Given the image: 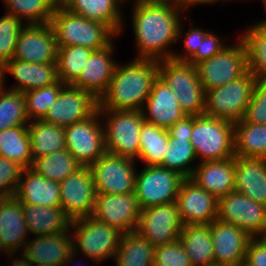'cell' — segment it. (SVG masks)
Here are the masks:
<instances>
[{"label": "cell", "instance_id": "cell-1", "mask_svg": "<svg viewBox=\"0 0 266 266\" xmlns=\"http://www.w3.org/2000/svg\"><path fill=\"white\" fill-rule=\"evenodd\" d=\"M133 6L132 27L138 48L136 58L171 59L174 51L171 52L169 47L183 33L180 16L183 9L171 0H135Z\"/></svg>", "mask_w": 266, "mask_h": 266}, {"label": "cell", "instance_id": "cell-2", "mask_svg": "<svg viewBox=\"0 0 266 266\" xmlns=\"http://www.w3.org/2000/svg\"><path fill=\"white\" fill-rule=\"evenodd\" d=\"M157 77L158 60L135 58L122 66L117 63L98 109L141 111Z\"/></svg>", "mask_w": 266, "mask_h": 266}, {"label": "cell", "instance_id": "cell-3", "mask_svg": "<svg viewBox=\"0 0 266 266\" xmlns=\"http://www.w3.org/2000/svg\"><path fill=\"white\" fill-rule=\"evenodd\" d=\"M49 24L55 33L57 47L77 45L100 50L117 37L107 25L73 14L66 8L56 9Z\"/></svg>", "mask_w": 266, "mask_h": 266}, {"label": "cell", "instance_id": "cell-4", "mask_svg": "<svg viewBox=\"0 0 266 266\" xmlns=\"http://www.w3.org/2000/svg\"><path fill=\"white\" fill-rule=\"evenodd\" d=\"M190 141L200 162L234 157V123L204 114L192 116Z\"/></svg>", "mask_w": 266, "mask_h": 266}, {"label": "cell", "instance_id": "cell-5", "mask_svg": "<svg viewBox=\"0 0 266 266\" xmlns=\"http://www.w3.org/2000/svg\"><path fill=\"white\" fill-rule=\"evenodd\" d=\"M158 76L176 94L187 116H198L204 113L206 91L200 83L195 65L174 59L159 60Z\"/></svg>", "mask_w": 266, "mask_h": 266}, {"label": "cell", "instance_id": "cell-6", "mask_svg": "<svg viewBox=\"0 0 266 266\" xmlns=\"http://www.w3.org/2000/svg\"><path fill=\"white\" fill-rule=\"evenodd\" d=\"M71 228H74L70 230L75 252H83L97 263L115 257L123 235L118 229L96 220L93 216L72 220Z\"/></svg>", "mask_w": 266, "mask_h": 266}, {"label": "cell", "instance_id": "cell-7", "mask_svg": "<svg viewBox=\"0 0 266 266\" xmlns=\"http://www.w3.org/2000/svg\"><path fill=\"white\" fill-rule=\"evenodd\" d=\"M257 78L247 71L242 77L206 91L204 115L233 123L242 120Z\"/></svg>", "mask_w": 266, "mask_h": 266}, {"label": "cell", "instance_id": "cell-8", "mask_svg": "<svg viewBox=\"0 0 266 266\" xmlns=\"http://www.w3.org/2000/svg\"><path fill=\"white\" fill-rule=\"evenodd\" d=\"M106 115L104 124L106 151L122 157L139 158L140 132L145 121L142 111L98 109Z\"/></svg>", "mask_w": 266, "mask_h": 266}, {"label": "cell", "instance_id": "cell-9", "mask_svg": "<svg viewBox=\"0 0 266 266\" xmlns=\"http://www.w3.org/2000/svg\"><path fill=\"white\" fill-rule=\"evenodd\" d=\"M238 39L237 45L225 47L210 59L195 65L205 91L226 85L248 71L246 47Z\"/></svg>", "mask_w": 266, "mask_h": 266}, {"label": "cell", "instance_id": "cell-10", "mask_svg": "<svg viewBox=\"0 0 266 266\" xmlns=\"http://www.w3.org/2000/svg\"><path fill=\"white\" fill-rule=\"evenodd\" d=\"M185 177L176 171L157 166H144L135 179V196L142 209L175 202Z\"/></svg>", "mask_w": 266, "mask_h": 266}, {"label": "cell", "instance_id": "cell-11", "mask_svg": "<svg viewBox=\"0 0 266 266\" xmlns=\"http://www.w3.org/2000/svg\"><path fill=\"white\" fill-rule=\"evenodd\" d=\"M100 116L98 110L93 116L64 128L66 149L82 166H90L106 152Z\"/></svg>", "mask_w": 266, "mask_h": 266}, {"label": "cell", "instance_id": "cell-12", "mask_svg": "<svg viewBox=\"0 0 266 266\" xmlns=\"http://www.w3.org/2000/svg\"><path fill=\"white\" fill-rule=\"evenodd\" d=\"M135 160L105 152L89 167L97 194H126L134 192Z\"/></svg>", "mask_w": 266, "mask_h": 266}, {"label": "cell", "instance_id": "cell-13", "mask_svg": "<svg viewBox=\"0 0 266 266\" xmlns=\"http://www.w3.org/2000/svg\"><path fill=\"white\" fill-rule=\"evenodd\" d=\"M217 219L237 226L252 238L266 231V206L236 191L218 199Z\"/></svg>", "mask_w": 266, "mask_h": 266}, {"label": "cell", "instance_id": "cell-14", "mask_svg": "<svg viewBox=\"0 0 266 266\" xmlns=\"http://www.w3.org/2000/svg\"><path fill=\"white\" fill-rule=\"evenodd\" d=\"M183 226L175 201L142 209L136 231L157 247L178 240Z\"/></svg>", "mask_w": 266, "mask_h": 266}, {"label": "cell", "instance_id": "cell-15", "mask_svg": "<svg viewBox=\"0 0 266 266\" xmlns=\"http://www.w3.org/2000/svg\"><path fill=\"white\" fill-rule=\"evenodd\" d=\"M98 108L99 100L92 93L66 84L42 120L65 128L93 116Z\"/></svg>", "mask_w": 266, "mask_h": 266}, {"label": "cell", "instance_id": "cell-16", "mask_svg": "<svg viewBox=\"0 0 266 266\" xmlns=\"http://www.w3.org/2000/svg\"><path fill=\"white\" fill-rule=\"evenodd\" d=\"M60 184V206L75 220L92 216L96 201V188L89 166H82Z\"/></svg>", "mask_w": 266, "mask_h": 266}, {"label": "cell", "instance_id": "cell-17", "mask_svg": "<svg viewBox=\"0 0 266 266\" xmlns=\"http://www.w3.org/2000/svg\"><path fill=\"white\" fill-rule=\"evenodd\" d=\"M141 214L134 192L118 194H97L92 216L123 234L137 230Z\"/></svg>", "mask_w": 266, "mask_h": 266}, {"label": "cell", "instance_id": "cell-18", "mask_svg": "<svg viewBox=\"0 0 266 266\" xmlns=\"http://www.w3.org/2000/svg\"><path fill=\"white\" fill-rule=\"evenodd\" d=\"M13 59L31 63L57 62V43L51 25L26 24L18 36Z\"/></svg>", "mask_w": 266, "mask_h": 266}, {"label": "cell", "instance_id": "cell-19", "mask_svg": "<svg viewBox=\"0 0 266 266\" xmlns=\"http://www.w3.org/2000/svg\"><path fill=\"white\" fill-rule=\"evenodd\" d=\"M176 203L183 225L211 224L218 217V199L190 178L183 180Z\"/></svg>", "mask_w": 266, "mask_h": 266}, {"label": "cell", "instance_id": "cell-20", "mask_svg": "<svg viewBox=\"0 0 266 266\" xmlns=\"http://www.w3.org/2000/svg\"><path fill=\"white\" fill-rule=\"evenodd\" d=\"M252 237L235 225L216 219L211 223L214 264L237 266L245 262Z\"/></svg>", "mask_w": 266, "mask_h": 266}, {"label": "cell", "instance_id": "cell-21", "mask_svg": "<svg viewBox=\"0 0 266 266\" xmlns=\"http://www.w3.org/2000/svg\"><path fill=\"white\" fill-rule=\"evenodd\" d=\"M71 231L54 235L34 236L22 251L31 264L68 266L78 254L73 250ZM76 254V255H75Z\"/></svg>", "mask_w": 266, "mask_h": 266}, {"label": "cell", "instance_id": "cell-22", "mask_svg": "<svg viewBox=\"0 0 266 266\" xmlns=\"http://www.w3.org/2000/svg\"><path fill=\"white\" fill-rule=\"evenodd\" d=\"M141 111L145 121L165 130L187 116L176 94L159 76L155 79Z\"/></svg>", "mask_w": 266, "mask_h": 266}, {"label": "cell", "instance_id": "cell-23", "mask_svg": "<svg viewBox=\"0 0 266 266\" xmlns=\"http://www.w3.org/2000/svg\"><path fill=\"white\" fill-rule=\"evenodd\" d=\"M114 41L100 50H94L80 76L71 84L92 93L98 100L106 92L117 66L112 59Z\"/></svg>", "mask_w": 266, "mask_h": 266}, {"label": "cell", "instance_id": "cell-24", "mask_svg": "<svg viewBox=\"0 0 266 266\" xmlns=\"http://www.w3.org/2000/svg\"><path fill=\"white\" fill-rule=\"evenodd\" d=\"M234 191L266 206V158L235 156Z\"/></svg>", "mask_w": 266, "mask_h": 266}, {"label": "cell", "instance_id": "cell-25", "mask_svg": "<svg viewBox=\"0 0 266 266\" xmlns=\"http://www.w3.org/2000/svg\"><path fill=\"white\" fill-rule=\"evenodd\" d=\"M28 233L22 203L15 196L0 197V240L6 251H23Z\"/></svg>", "mask_w": 266, "mask_h": 266}, {"label": "cell", "instance_id": "cell-26", "mask_svg": "<svg viewBox=\"0 0 266 266\" xmlns=\"http://www.w3.org/2000/svg\"><path fill=\"white\" fill-rule=\"evenodd\" d=\"M6 72L16 80V84L8 89L21 92L47 87L59 81L57 62L31 63L12 59L4 65V75Z\"/></svg>", "mask_w": 266, "mask_h": 266}, {"label": "cell", "instance_id": "cell-27", "mask_svg": "<svg viewBox=\"0 0 266 266\" xmlns=\"http://www.w3.org/2000/svg\"><path fill=\"white\" fill-rule=\"evenodd\" d=\"M14 196L23 204L60 206V184L40 176L31 167L24 168Z\"/></svg>", "mask_w": 266, "mask_h": 266}, {"label": "cell", "instance_id": "cell-28", "mask_svg": "<svg viewBox=\"0 0 266 266\" xmlns=\"http://www.w3.org/2000/svg\"><path fill=\"white\" fill-rule=\"evenodd\" d=\"M235 156L229 159L200 162L190 179L217 199L234 191Z\"/></svg>", "mask_w": 266, "mask_h": 266}, {"label": "cell", "instance_id": "cell-29", "mask_svg": "<svg viewBox=\"0 0 266 266\" xmlns=\"http://www.w3.org/2000/svg\"><path fill=\"white\" fill-rule=\"evenodd\" d=\"M22 208L29 234L54 235L71 229L72 219L61 206L47 207L22 203Z\"/></svg>", "mask_w": 266, "mask_h": 266}, {"label": "cell", "instance_id": "cell-30", "mask_svg": "<svg viewBox=\"0 0 266 266\" xmlns=\"http://www.w3.org/2000/svg\"><path fill=\"white\" fill-rule=\"evenodd\" d=\"M121 3L120 0H71L66 9L88 20L107 25L119 35L124 30Z\"/></svg>", "mask_w": 266, "mask_h": 266}, {"label": "cell", "instance_id": "cell-31", "mask_svg": "<svg viewBox=\"0 0 266 266\" xmlns=\"http://www.w3.org/2000/svg\"><path fill=\"white\" fill-rule=\"evenodd\" d=\"M179 241L189 256L192 266L214 264L211 224L184 225Z\"/></svg>", "mask_w": 266, "mask_h": 266}, {"label": "cell", "instance_id": "cell-32", "mask_svg": "<svg viewBox=\"0 0 266 266\" xmlns=\"http://www.w3.org/2000/svg\"><path fill=\"white\" fill-rule=\"evenodd\" d=\"M33 161L66 149L64 128L42 119L28 123Z\"/></svg>", "mask_w": 266, "mask_h": 266}, {"label": "cell", "instance_id": "cell-33", "mask_svg": "<svg viewBox=\"0 0 266 266\" xmlns=\"http://www.w3.org/2000/svg\"><path fill=\"white\" fill-rule=\"evenodd\" d=\"M235 156L266 158V125L244 119L234 123Z\"/></svg>", "mask_w": 266, "mask_h": 266}, {"label": "cell", "instance_id": "cell-34", "mask_svg": "<svg viewBox=\"0 0 266 266\" xmlns=\"http://www.w3.org/2000/svg\"><path fill=\"white\" fill-rule=\"evenodd\" d=\"M155 247L137 231L122 235L115 261L117 266H153Z\"/></svg>", "mask_w": 266, "mask_h": 266}, {"label": "cell", "instance_id": "cell-35", "mask_svg": "<svg viewBox=\"0 0 266 266\" xmlns=\"http://www.w3.org/2000/svg\"><path fill=\"white\" fill-rule=\"evenodd\" d=\"M0 157L14 161L23 168L32 167L28 125L15 126L0 132Z\"/></svg>", "mask_w": 266, "mask_h": 266}, {"label": "cell", "instance_id": "cell-36", "mask_svg": "<svg viewBox=\"0 0 266 266\" xmlns=\"http://www.w3.org/2000/svg\"><path fill=\"white\" fill-rule=\"evenodd\" d=\"M167 130L144 121L140 132L139 159L146 166L161 165L169 143Z\"/></svg>", "mask_w": 266, "mask_h": 266}, {"label": "cell", "instance_id": "cell-37", "mask_svg": "<svg viewBox=\"0 0 266 266\" xmlns=\"http://www.w3.org/2000/svg\"><path fill=\"white\" fill-rule=\"evenodd\" d=\"M240 39L246 47L248 71L266 80V23L251 26Z\"/></svg>", "mask_w": 266, "mask_h": 266}, {"label": "cell", "instance_id": "cell-38", "mask_svg": "<svg viewBox=\"0 0 266 266\" xmlns=\"http://www.w3.org/2000/svg\"><path fill=\"white\" fill-rule=\"evenodd\" d=\"M80 167L82 165L68 150L63 149L59 152L36 158L31 168L46 179L60 182L75 173Z\"/></svg>", "mask_w": 266, "mask_h": 266}, {"label": "cell", "instance_id": "cell-39", "mask_svg": "<svg viewBox=\"0 0 266 266\" xmlns=\"http://www.w3.org/2000/svg\"><path fill=\"white\" fill-rule=\"evenodd\" d=\"M93 49L83 46L57 47L58 78L65 84H72L81 74Z\"/></svg>", "mask_w": 266, "mask_h": 266}, {"label": "cell", "instance_id": "cell-40", "mask_svg": "<svg viewBox=\"0 0 266 266\" xmlns=\"http://www.w3.org/2000/svg\"><path fill=\"white\" fill-rule=\"evenodd\" d=\"M168 147L161 167L173 170L185 178H190L195 167L191 163L197 158L190 140L187 138H169Z\"/></svg>", "mask_w": 266, "mask_h": 266}, {"label": "cell", "instance_id": "cell-41", "mask_svg": "<svg viewBox=\"0 0 266 266\" xmlns=\"http://www.w3.org/2000/svg\"><path fill=\"white\" fill-rule=\"evenodd\" d=\"M23 92L3 88L0 90V132L20 125H28Z\"/></svg>", "mask_w": 266, "mask_h": 266}, {"label": "cell", "instance_id": "cell-42", "mask_svg": "<svg viewBox=\"0 0 266 266\" xmlns=\"http://www.w3.org/2000/svg\"><path fill=\"white\" fill-rule=\"evenodd\" d=\"M8 14L27 24H48L55 13L50 0H3Z\"/></svg>", "mask_w": 266, "mask_h": 266}, {"label": "cell", "instance_id": "cell-43", "mask_svg": "<svg viewBox=\"0 0 266 266\" xmlns=\"http://www.w3.org/2000/svg\"><path fill=\"white\" fill-rule=\"evenodd\" d=\"M65 85L59 80L50 86L23 92L29 121L43 119Z\"/></svg>", "mask_w": 266, "mask_h": 266}, {"label": "cell", "instance_id": "cell-44", "mask_svg": "<svg viewBox=\"0 0 266 266\" xmlns=\"http://www.w3.org/2000/svg\"><path fill=\"white\" fill-rule=\"evenodd\" d=\"M22 23L21 19L8 13L0 18V64L3 66L14 57L18 36L25 26Z\"/></svg>", "mask_w": 266, "mask_h": 266}, {"label": "cell", "instance_id": "cell-45", "mask_svg": "<svg viewBox=\"0 0 266 266\" xmlns=\"http://www.w3.org/2000/svg\"><path fill=\"white\" fill-rule=\"evenodd\" d=\"M153 266H192L190 258L179 239L155 247Z\"/></svg>", "mask_w": 266, "mask_h": 266}, {"label": "cell", "instance_id": "cell-46", "mask_svg": "<svg viewBox=\"0 0 266 266\" xmlns=\"http://www.w3.org/2000/svg\"><path fill=\"white\" fill-rule=\"evenodd\" d=\"M243 119L253 124L266 125V80H257L255 83Z\"/></svg>", "mask_w": 266, "mask_h": 266}, {"label": "cell", "instance_id": "cell-47", "mask_svg": "<svg viewBox=\"0 0 266 266\" xmlns=\"http://www.w3.org/2000/svg\"><path fill=\"white\" fill-rule=\"evenodd\" d=\"M23 169L18 163L0 157V197L14 196Z\"/></svg>", "mask_w": 266, "mask_h": 266}, {"label": "cell", "instance_id": "cell-48", "mask_svg": "<svg viewBox=\"0 0 266 266\" xmlns=\"http://www.w3.org/2000/svg\"><path fill=\"white\" fill-rule=\"evenodd\" d=\"M225 47L227 45H224L216 34L208 32L200 47L197 49V52L187 62L196 65L203 60L210 59Z\"/></svg>", "mask_w": 266, "mask_h": 266}, {"label": "cell", "instance_id": "cell-49", "mask_svg": "<svg viewBox=\"0 0 266 266\" xmlns=\"http://www.w3.org/2000/svg\"><path fill=\"white\" fill-rule=\"evenodd\" d=\"M207 33L208 31L192 27L189 31L184 33L185 53L177 54L175 52L172 54L171 59L178 61H188L197 52V49L200 47Z\"/></svg>", "mask_w": 266, "mask_h": 266}, {"label": "cell", "instance_id": "cell-50", "mask_svg": "<svg viewBox=\"0 0 266 266\" xmlns=\"http://www.w3.org/2000/svg\"><path fill=\"white\" fill-rule=\"evenodd\" d=\"M245 263L249 266H266V242L261 237L249 241Z\"/></svg>", "mask_w": 266, "mask_h": 266}, {"label": "cell", "instance_id": "cell-51", "mask_svg": "<svg viewBox=\"0 0 266 266\" xmlns=\"http://www.w3.org/2000/svg\"><path fill=\"white\" fill-rule=\"evenodd\" d=\"M169 138H187L190 140L192 133V116H186L167 129Z\"/></svg>", "mask_w": 266, "mask_h": 266}, {"label": "cell", "instance_id": "cell-52", "mask_svg": "<svg viewBox=\"0 0 266 266\" xmlns=\"http://www.w3.org/2000/svg\"><path fill=\"white\" fill-rule=\"evenodd\" d=\"M171 1H173L181 9L186 10L189 7L199 5V4H206V3L215 4V2H218L219 0H171Z\"/></svg>", "mask_w": 266, "mask_h": 266}, {"label": "cell", "instance_id": "cell-53", "mask_svg": "<svg viewBox=\"0 0 266 266\" xmlns=\"http://www.w3.org/2000/svg\"><path fill=\"white\" fill-rule=\"evenodd\" d=\"M12 264H9L10 266H32V264L29 262V260L27 259L26 255L21 252V258L18 259H13Z\"/></svg>", "mask_w": 266, "mask_h": 266}, {"label": "cell", "instance_id": "cell-54", "mask_svg": "<svg viewBox=\"0 0 266 266\" xmlns=\"http://www.w3.org/2000/svg\"><path fill=\"white\" fill-rule=\"evenodd\" d=\"M55 9L66 8L71 0H50Z\"/></svg>", "mask_w": 266, "mask_h": 266}, {"label": "cell", "instance_id": "cell-55", "mask_svg": "<svg viewBox=\"0 0 266 266\" xmlns=\"http://www.w3.org/2000/svg\"><path fill=\"white\" fill-rule=\"evenodd\" d=\"M5 83L4 66L0 64V90L3 89Z\"/></svg>", "mask_w": 266, "mask_h": 266}, {"label": "cell", "instance_id": "cell-56", "mask_svg": "<svg viewBox=\"0 0 266 266\" xmlns=\"http://www.w3.org/2000/svg\"><path fill=\"white\" fill-rule=\"evenodd\" d=\"M2 252H5L7 254V256L9 257H12L13 254H15V252H7L6 249L3 247L2 243H1V240H0V253Z\"/></svg>", "mask_w": 266, "mask_h": 266}, {"label": "cell", "instance_id": "cell-57", "mask_svg": "<svg viewBox=\"0 0 266 266\" xmlns=\"http://www.w3.org/2000/svg\"><path fill=\"white\" fill-rule=\"evenodd\" d=\"M262 2L264 4L263 6L265 7L264 9L266 10V0H263ZM261 23H266V19H264L263 21H260V22H258L256 24H261Z\"/></svg>", "mask_w": 266, "mask_h": 266}, {"label": "cell", "instance_id": "cell-58", "mask_svg": "<svg viewBox=\"0 0 266 266\" xmlns=\"http://www.w3.org/2000/svg\"><path fill=\"white\" fill-rule=\"evenodd\" d=\"M32 266H55V265H50V264H45V263H41V264H32Z\"/></svg>", "mask_w": 266, "mask_h": 266}, {"label": "cell", "instance_id": "cell-59", "mask_svg": "<svg viewBox=\"0 0 266 266\" xmlns=\"http://www.w3.org/2000/svg\"><path fill=\"white\" fill-rule=\"evenodd\" d=\"M261 238L266 242V231H265L264 234L261 236Z\"/></svg>", "mask_w": 266, "mask_h": 266}, {"label": "cell", "instance_id": "cell-60", "mask_svg": "<svg viewBox=\"0 0 266 266\" xmlns=\"http://www.w3.org/2000/svg\"><path fill=\"white\" fill-rule=\"evenodd\" d=\"M237 266H249V265L243 262V263L238 264Z\"/></svg>", "mask_w": 266, "mask_h": 266}, {"label": "cell", "instance_id": "cell-61", "mask_svg": "<svg viewBox=\"0 0 266 266\" xmlns=\"http://www.w3.org/2000/svg\"><path fill=\"white\" fill-rule=\"evenodd\" d=\"M209 266H227V265H221V264H211Z\"/></svg>", "mask_w": 266, "mask_h": 266}]
</instances>
